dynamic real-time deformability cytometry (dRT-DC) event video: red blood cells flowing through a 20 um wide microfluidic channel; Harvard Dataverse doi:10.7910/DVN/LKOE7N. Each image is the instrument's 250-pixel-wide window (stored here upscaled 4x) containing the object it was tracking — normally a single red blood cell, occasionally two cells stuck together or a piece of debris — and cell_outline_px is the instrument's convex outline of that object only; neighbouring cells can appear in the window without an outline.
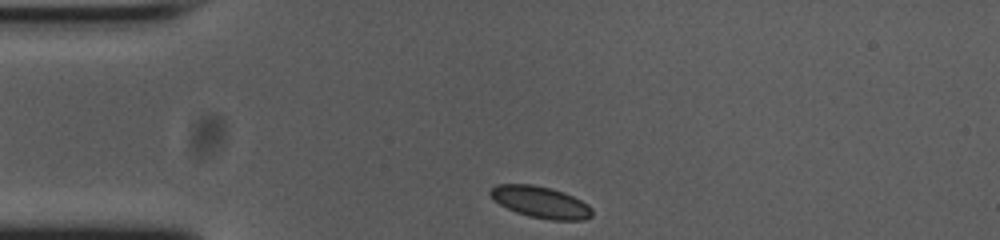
{"species": "common noctule bat (a hibernating species)", "species_latin": "Nyctalus noctula", "temperature_condition": "cold", "stored_images_in_passage": 33, "camera_frame_rate_fps": 3000, "um_per_image_px": 0.085, "animal": {"sex": "female", "body_mass_g": 23.0, "forearm_length_mm": 53.4}, "frame": {"image": 1, "passage_image": 1, "time_ms": 0.0, "image_size_px": [1000, 240], "cell_outline_px": [[592, 216], [584, 220], [552, 220], [528, 216], [516, 212], [500, 204], [488, 192], [496, 184], [532, 184], [552, 188], [564, 192], [588, 204], [592, 208]], "centroid_in_image_um": [45.98, 17.18], "position_along_channel_um": 39.0, "area_um2": 18.67}}
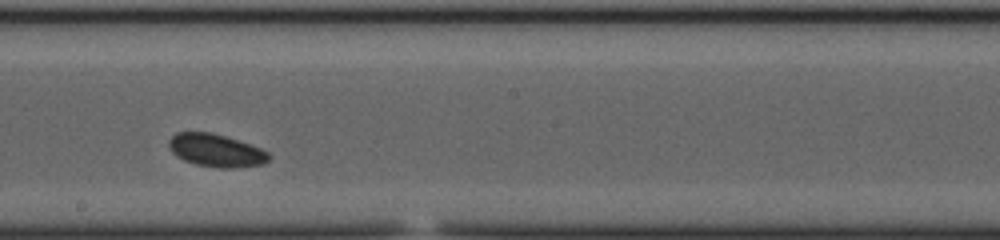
{"frame": {"image": 2, "passage_image": 19, "time_ms": 6.0, "image_size_px": [1000, 240], "cell_outline_px": [[272, 156], [264, 164], [232, 168], [220, 168], [196, 164], [184, 160], [176, 156], [168, 148], [168, 140], [176, 132], [212, 132], [260, 148], [268, 152]], "centroid_in_image_um": [18.34, 12.79], "position_along_channel_um": 229.9, "area_um2": 19.07}}
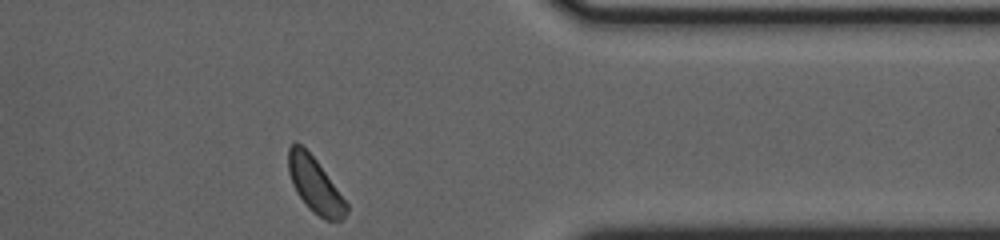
{"frame": {"image": 3, "passage_image": 33, "time_ms": 10.667, "image_size_px": [1000, 240], "cell_outline_px": [[348, 212], [340, 220], [324, 220], [312, 212], [308, 208], [296, 192], [292, 184], [288, 172], [288, 148], [296, 140], [316, 160], [348, 204]], "centroid_in_image_um": [26.75, 15.73], "position_along_channel_um": 384.7, "area_um2": 18.55}, "authors_computed_cell_mechanics": {"area_um2": 18.6116, "velocity_mm_per_s": 3.6706, "shape_relaxation_time_tau1_ms": null, "shape_relaxation_time_tau2_ms": 3.2634, "deformation_change_tau1": null, "deformation_change_tau2": 0.0505}}